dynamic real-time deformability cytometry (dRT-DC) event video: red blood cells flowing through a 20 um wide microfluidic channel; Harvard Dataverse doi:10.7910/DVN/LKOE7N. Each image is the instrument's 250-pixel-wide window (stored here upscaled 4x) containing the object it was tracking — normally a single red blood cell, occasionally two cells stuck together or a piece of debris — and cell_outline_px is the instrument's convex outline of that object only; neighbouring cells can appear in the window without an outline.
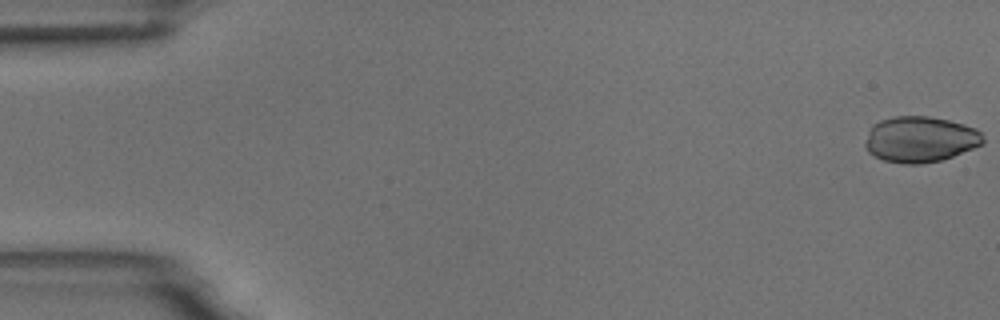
{"species": "common noctule bat (a hibernating species)", "species_latin": "Nyctalus noctula", "temperature_condition": "room temperature", "stored_images_in_passage": 9, "camera_frame_rate_fps": 3000, "um_per_image_px": 0.085, "animal": {"sex": "male", "body_mass_g": 18.8}, "frame": {"image": 1, "passage_image": 1, "time_ms": 0.0, "image_size_px": [1000, 320], "cell_outline_px": [[984, 144], [952, 156], [940, 160], [920, 164], [904, 164], [884, 160], [868, 152], [864, 144], [868, 132], [872, 124], [880, 120], [892, 116], [928, 116], [948, 120], [964, 124], [976, 128], [984, 136]], "centroid_in_image_um": [78.21, 11.83], "position_along_channel_um": 6.8, "area_um2": 31.62}}